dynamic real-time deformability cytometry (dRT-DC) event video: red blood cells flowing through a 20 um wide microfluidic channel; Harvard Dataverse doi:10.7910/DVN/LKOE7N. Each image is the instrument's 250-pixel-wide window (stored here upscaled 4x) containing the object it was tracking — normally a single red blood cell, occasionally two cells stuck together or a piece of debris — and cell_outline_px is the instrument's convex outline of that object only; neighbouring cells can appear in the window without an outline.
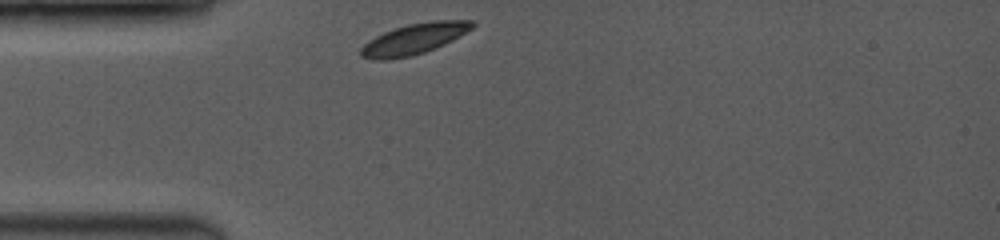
{"species": "common noctule bat (a hibernating species)", "species_latin": "Nyctalus noctula", "temperature_condition": "room temperature", "stored_images_in_passage": 4, "camera_frame_rate_fps": 3500, "um_per_image_px": 0.085, "animal": {"sex": "female", "body_mass_g": 19.0, "forearm_length_mm": 53.3}, "frame": {"image": 1, "passage_image": 1, "time_ms": 0.0, "image_size_px": [1000, 240], "cell_outline_px": [[476, 24], [472, 28], [460, 36], [436, 48], [412, 56], [384, 60], [376, 60], [360, 56], [360, 48], [368, 40], [392, 28], [408, 24], [432, 20], [476, 20]], "centroid_in_image_um": [35.2, 3.3], "position_along_channel_um": 49.8, "area_um2": 20.11}}
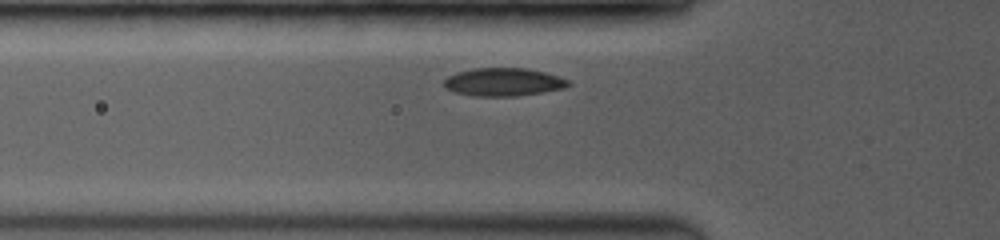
{"frame": {"image": 2, "passage_image": 4, "time_ms": 1.143, "image_size_px": [1000, 240], "cell_outline_px": [[572, 84], [564, 88], [544, 92], [516, 96], [472, 96], [456, 92], [444, 88], [444, 80], [448, 76], [456, 72], [472, 68], [528, 68], [560, 76], [568, 80]], "centroid_in_image_um": [42.8, 6.97], "position_along_channel_um": 83.0, "area_um2": 20.52}}